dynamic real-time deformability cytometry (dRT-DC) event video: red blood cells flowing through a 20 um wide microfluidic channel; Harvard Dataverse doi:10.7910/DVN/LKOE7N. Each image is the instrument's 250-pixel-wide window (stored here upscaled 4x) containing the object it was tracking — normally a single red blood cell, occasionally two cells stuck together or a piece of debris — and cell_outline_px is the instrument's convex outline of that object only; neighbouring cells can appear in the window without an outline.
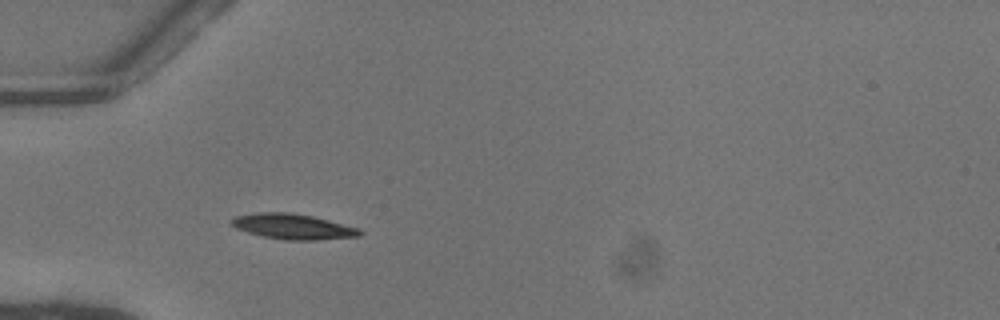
{"species": "common noctule bat (a hibernating species)", "species_latin": "Nyctalus noctula", "temperature_condition": "warm", "stored_images_in_passage": 36, "camera_frame_rate_fps": 3000, "um_per_image_px": 0.085, "animal": {"sex": "female"}, "frame": {"image": 1, "passage_image": 1, "time_ms": 0.0, "image_size_px": [1000, 320], "cell_outline_px": [[364, 232], [360, 236], [320, 240], [288, 240], [264, 236], [248, 232], [236, 228], [232, 224], [232, 220], [236, 216], [260, 212], [292, 212], [312, 216], [360, 228]], "centroid_in_image_um": [24.97, 19.25], "position_along_channel_um": 60.0, "area_um2": 18.84}}
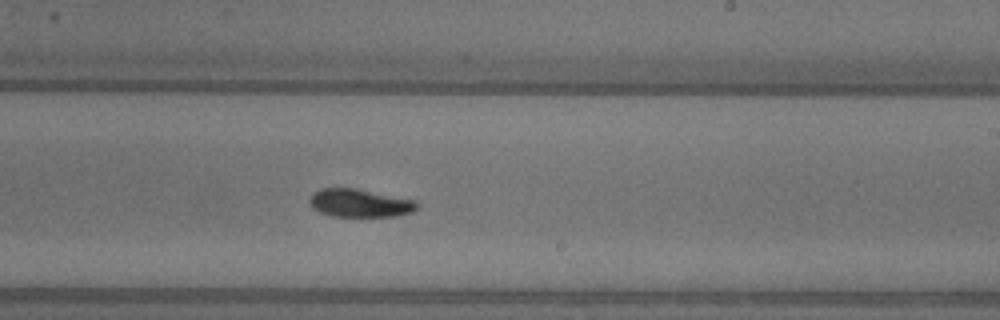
{"frame": {"image": 2, "passage_image": 16, "time_ms": 5.0, "image_size_px": [1000, 320], "cell_outline_px": [[416, 208], [412, 212], [396, 216], [332, 216], [320, 212], [312, 208], [308, 200], [312, 192], [320, 188], [356, 188], [416, 200]], "centroid_in_image_um": [30.53, 17.25], "position_along_channel_um": 258.5, "area_um2": 17.63}}
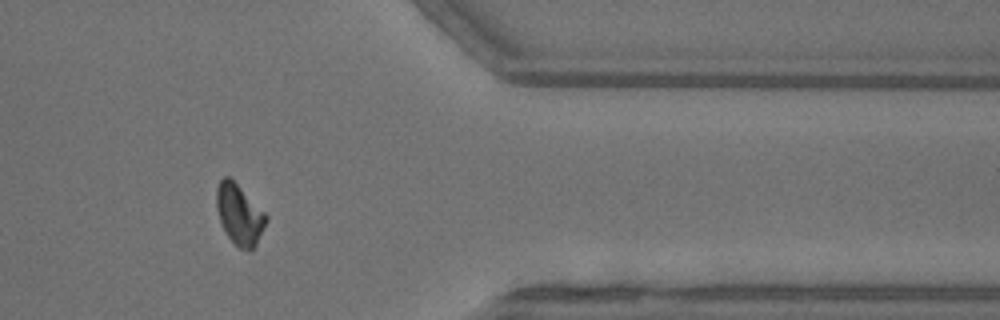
{"frame": {"image": 3, "passage_image": 27, "time_ms": 8.667, "image_size_px": [1000, 320], "cell_outline_px": [[268, 220], [252, 252], [248, 252], [240, 248], [228, 236], [220, 220], [216, 208], [216, 188], [220, 180], [224, 176], [228, 176], [268, 216]], "centroid_in_image_um": [20.35, 18.26], "position_along_channel_um": 391.1, "area_um2": 17.17}, "authors_computed_cell_mechanics": {"area_um2": 17.7157, "velocity_mm_per_s": 4.0799, "shape_relaxation_time_tau1_ms": 3.6953, "shape_relaxation_time_tau2_ms": null, "deformation_change_tau1": 0.141, "deformation_change_tau2": null}}